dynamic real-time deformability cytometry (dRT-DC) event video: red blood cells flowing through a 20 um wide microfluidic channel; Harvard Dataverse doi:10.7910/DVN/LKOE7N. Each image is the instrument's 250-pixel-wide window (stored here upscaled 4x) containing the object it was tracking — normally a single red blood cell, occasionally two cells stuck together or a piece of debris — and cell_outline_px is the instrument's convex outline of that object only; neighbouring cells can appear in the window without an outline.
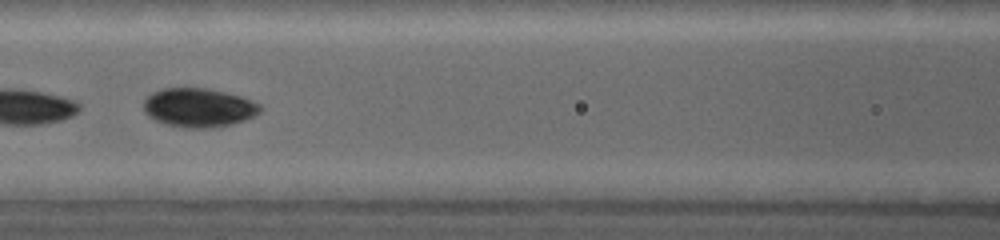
{"species": "common noctule bat (a hibernating species)", "species_latin": "Nyctalus noctula", "temperature_condition": "warm", "stored_images_in_passage": 6, "camera_frame_rate_fps": 5000, "um_per_image_px": 0.085, "animal": {"sex": "female", "body_mass_g": 19.0, "forearm_length_mm": 53.3}, "frame": {"image": 1, "passage_image": 3, "time_ms": 1.8, "image_size_px": [1000, 240], "cell_outline_px": [[260, 112], [256, 116], [232, 124], [216, 128], [184, 128], [164, 124], [148, 116], [144, 112], [144, 100], [148, 96], [164, 88], [204, 88], [240, 96], [260, 104]], "centroid_in_image_um": [16.89, 9.17], "position_along_channel_um": 149.7, "area_um2": 26.36}}